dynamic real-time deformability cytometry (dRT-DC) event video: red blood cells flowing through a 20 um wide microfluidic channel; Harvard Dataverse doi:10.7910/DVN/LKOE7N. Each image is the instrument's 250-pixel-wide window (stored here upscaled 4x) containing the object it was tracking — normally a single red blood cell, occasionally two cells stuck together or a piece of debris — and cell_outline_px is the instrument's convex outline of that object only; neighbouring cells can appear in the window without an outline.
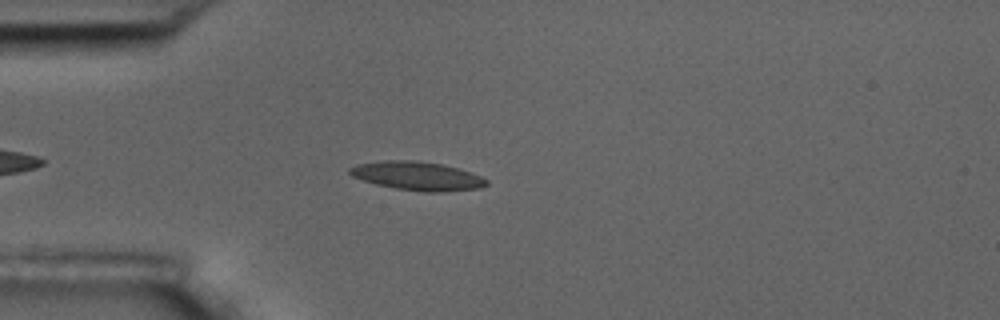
{"species": "common noctule bat (a hibernating species)", "species_latin": "Nyctalus noctula", "temperature_condition": "room temperature", "stored_images_in_passage": 5, "camera_frame_rate_fps": 3000, "um_per_image_px": 0.085, "animal": {"sex": "male", "body_mass_g": 17.5, "forearm_length_mm": 52.3}, "frame": {"image": 1, "passage_image": 4, "time_ms": 3.667, "image_size_px": [1000, 320], "cell_outline_px": [[488, 184], [480, 188], [444, 192], [424, 192], [396, 188], [376, 184], [352, 176], [348, 172], [348, 168], [356, 164], [384, 160], [412, 160], [440, 164], [460, 168], [480, 176], [488, 180]], "centroid_in_image_um": [35.47, 14.95], "position_along_channel_um": 49.5, "area_um2": 22.83}}